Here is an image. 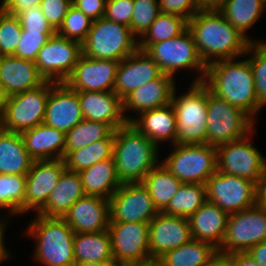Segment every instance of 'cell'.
I'll use <instances>...</instances> for the list:
<instances>
[{
    "mask_svg": "<svg viewBox=\"0 0 266 266\" xmlns=\"http://www.w3.org/2000/svg\"><path fill=\"white\" fill-rule=\"evenodd\" d=\"M17 17L20 20L21 27L25 31L40 33H57L50 25L40 6H33L20 12Z\"/></svg>",
    "mask_w": 266,
    "mask_h": 266,
    "instance_id": "46",
    "label": "cell"
},
{
    "mask_svg": "<svg viewBox=\"0 0 266 266\" xmlns=\"http://www.w3.org/2000/svg\"><path fill=\"white\" fill-rule=\"evenodd\" d=\"M26 233L36 239L34 259L44 266H73L75 232L63 218L36 214Z\"/></svg>",
    "mask_w": 266,
    "mask_h": 266,
    "instance_id": "4",
    "label": "cell"
},
{
    "mask_svg": "<svg viewBox=\"0 0 266 266\" xmlns=\"http://www.w3.org/2000/svg\"><path fill=\"white\" fill-rule=\"evenodd\" d=\"M207 144L218 147L252 135L255 121L240 108L208 90Z\"/></svg>",
    "mask_w": 266,
    "mask_h": 266,
    "instance_id": "8",
    "label": "cell"
},
{
    "mask_svg": "<svg viewBox=\"0 0 266 266\" xmlns=\"http://www.w3.org/2000/svg\"><path fill=\"white\" fill-rule=\"evenodd\" d=\"M21 34L22 27L19 18L0 9V56L15 53Z\"/></svg>",
    "mask_w": 266,
    "mask_h": 266,
    "instance_id": "44",
    "label": "cell"
},
{
    "mask_svg": "<svg viewBox=\"0 0 266 266\" xmlns=\"http://www.w3.org/2000/svg\"><path fill=\"white\" fill-rule=\"evenodd\" d=\"M113 158L121 183H141L156 166L158 147L130 122L114 131Z\"/></svg>",
    "mask_w": 266,
    "mask_h": 266,
    "instance_id": "3",
    "label": "cell"
},
{
    "mask_svg": "<svg viewBox=\"0 0 266 266\" xmlns=\"http://www.w3.org/2000/svg\"><path fill=\"white\" fill-rule=\"evenodd\" d=\"M262 241H266V209L257 203L229 214L226 234L218 254L222 257L235 252H247Z\"/></svg>",
    "mask_w": 266,
    "mask_h": 266,
    "instance_id": "11",
    "label": "cell"
},
{
    "mask_svg": "<svg viewBox=\"0 0 266 266\" xmlns=\"http://www.w3.org/2000/svg\"><path fill=\"white\" fill-rule=\"evenodd\" d=\"M174 80L172 76L163 73L160 77L136 88L123 99L124 115L129 110L136 111L138 115L170 104L176 88Z\"/></svg>",
    "mask_w": 266,
    "mask_h": 266,
    "instance_id": "25",
    "label": "cell"
},
{
    "mask_svg": "<svg viewBox=\"0 0 266 266\" xmlns=\"http://www.w3.org/2000/svg\"><path fill=\"white\" fill-rule=\"evenodd\" d=\"M209 91L247 113L254 121L262 108L258 104L250 61L227 59L206 67L202 82Z\"/></svg>",
    "mask_w": 266,
    "mask_h": 266,
    "instance_id": "2",
    "label": "cell"
},
{
    "mask_svg": "<svg viewBox=\"0 0 266 266\" xmlns=\"http://www.w3.org/2000/svg\"><path fill=\"white\" fill-rule=\"evenodd\" d=\"M50 81L39 87L8 97L0 117L1 129L21 133L44 123Z\"/></svg>",
    "mask_w": 266,
    "mask_h": 266,
    "instance_id": "10",
    "label": "cell"
},
{
    "mask_svg": "<svg viewBox=\"0 0 266 266\" xmlns=\"http://www.w3.org/2000/svg\"><path fill=\"white\" fill-rule=\"evenodd\" d=\"M85 196L80 174L65 169L51 191L44 207L37 213L47 217L63 218L68 210Z\"/></svg>",
    "mask_w": 266,
    "mask_h": 266,
    "instance_id": "29",
    "label": "cell"
},
{
    "mask_svg": "<svg viewBox=\"0 0 266 266\" xmlns=\"http://www.w3.org/2000/svg\"><path fill=\"white\" fill-rule=\"evenodd\" d=\"M248 255L262 266H266V241H262L252 246L248 251Z\"/></svg>",
    "mask_w": 266,
    "mask_h": 266,
    "instance_id": "53",
    "label": "cell"
},
{
    "mask_svg": "<svg viewBox=\"0 0 266 266\" xmlns=\"http://www.w3.org/2000/svg\"><path fill=\"white\" fill-rule=\"evenodd\" d=\"M114 261L119 265L152 262L149 252V223L110 222Z\"/></svg>",
    "mask_w": 266,
    "mask_h": 266,
    "instance_id": "14",
    "label": "cell"
},
{
    "mask_svg": "<svg viewBox=\"0 0 266 266\" xmlns=\"http://www.w3.org/2000/svg\"><path fill=\"white\" fill-rule=\"evenodd\" d=\"M251 135L216 147L217 171L243 177L257 186L266 169V159L250 142Z\"/></svg>",
    "mask_w": 266,
    "mask_h": 266,
    "instance_id": "12",
    "label": "cell"
},
{
    "mask_svg": "<svg viewBox=\"0 0 266 266\" xmlns=\"http://www.w3.org/2000/svg\"><path fill=\"white\" fill-rule=\"evenodd\" d=\"M148 190L155 207L162 212L174 197L182 182L161 162L154 166L141 182Z\"/></svg>",
    "mask_w": 266,
    "mask_h": 266,
    "instance_id": "35",
    "label": "cell"
},
{
    "mask_svg": "<svg viewBox=\"0 0 266 266\" xmlns=\"http://www.w3.org/2000/svg\"><path fill=\"white\" fill-rule=\"evenodd\" d=\"M217 10L249 42H261L251 40L245 33L266 10V0H223Z\"/></svg>",
    "mask_w": 266,
    "mask_h": 266,
    "instance_id": "33",
    "label": "cell"
},
{
    "mask_svg": "<svg viewBox=\"0 0 266 266\" xmlns=\"http://www.w3.org/2000/svg\"><path fill=\"white\" fill-rule=\"evenodd\" d=\"M137 40L130 27L101 17L92 22L81 43L82 54L93 59L121 61L139 49Z\"/></svg>",
    "mask_w": 266,
    "mask_h": 266,
    "instance_id": "6",
    "label": "cell"
},
{
    "mask_svg": "<svg viewBox=\"0 0 266 266\" xmlns=\"http://www.w3.org/2000/svg\"><path fill=\"white\" fill-rule=\"evenodd\" d=\"M229 214L218 205L206 201L189 218L192 238L220 248L228 223Z\"/></svg>",
    "mask_w": 266,
    "mask_h": 266,
    "instance_id": "26",
    "label": "cell"
},
{
    "mask_svg": "<svg viewBox=\"0 0 266 266\" xmlns=\"http://www.w3.org/2000/svg\"><path fill=\"white\" fill-rule=\"evenodd\" d=\"M134 0H106L104 17L130 27Z\"/></svg>",
    "mask_w": 266,
    "mask_h": 266,
    "instance_id": "47",
    "label": "cell"
},
{
    "mask_svg": "<svg viewBox=\"0 0 266 266\" xmlns=\"http://www.w3.org/2000/svg\"><path fill=\"white\" fill-rule=\"evenodd\" d=\"M115 135L96 141L83 148L70 151L64 158L65 168L73 172H81L90 166L113 158Z\"/></svg>",
    "mask_w": 266,
    "mask_h": 266,
    "instance_id": "36",
    "label": "cell"
},
{
    "mask_svg": "<svg viewBox=\"0 0 266 266\" xmlns=\"http://www.w3.org/2000/svg\"><path fill=\"white\" fill-rule=\"evenodd\" d=\"M162 164L182 183L206 184L217 171V151L213 145L174 144Z\"/></svg>",
    "mask_w": 266,
    "mask_h": 266,
    "instance_id": "7",
    "label": "cell"
},
{
    "mask_svg": "<svg viewBox=\"0 0 266 266\" xmlns=\"http://www.w3.org/2000/svg\"><path fill=\"white\" fill-rule=\"evenodd\" d=\"M171 97L176 116V144L207 143L208 88L203 83H191L188 92Z\"/></svg>",
    "mask_w": 266,
    "mask_h": 266,
    "instance_id": "5",
    "label": "cell"
},
{
    "mask_svg": "<svg viewBox=\"0 0 266 266\" xmlns=\"http://www.w3.org/2000/svg\"><path fill=\"white\" fill-rule=\"evenodd\" d=\"M26 175L0 174V209H9L8 214H24Z\"/></svg>",
    "mask_w": 266,
    "mask_h": 266,
    "instance_id": "40",
    "label": "cell"
},
{
    "mask_svg": "<svg viewBox=\"0 0 266 266\" xmlns=\"http://www.w3.org/2000/svg\"><path fill=\"white\" fill-rule=\"evenodd\" d=\"M56 33L29 32L22 29L21 38L13 56L20 59L37 60L38 51Z\"/></svg>",
    "mask_w": 266,
    "mask_h": 266,
    "instance_id": "45",
    "label": "cell"
},
{
    "mask_svg": "<svg viewBox=\"0 0 266 266\" xmlns=\"http://www.w3.org/2000/svg\"><path fill=\"white\" fill-rule=\"evenodd\" d=\"M205 185L207 201L218 205L227 214L257 204L258 186L243 177L216 171Z\"/></svg>",
    "mask_w": 266,
    "mask_h": 266,
    "instance_id": "13",
    "label": "cell"
},
{
    "mask_svg": "<svg viewBox=\"0 0 266 266\" xmlns=\"http://www.w3.org/2000/svg\"><path fill=\"white\" fill-rule=\"evenodd\" d=\"M121 266H159L157 261H152L146 264L121 265Z\"/></svg>",
    "mask_w": 266,
    "mask_h": 266,
    "instance_id": "60",
    "label": "cell"
},
{
    "mask_svg": "<svg viewBox=\"0 0 266 266\" xmlns=\"http://www.w3.org/2000/svg\"><path fill=\"white\" fill-rule=\"evenodd\" d=\"M5 233H0V262H3L5 260H8L9 258L12 257L10 251H7L6 246H5V241H4V236ZM11 256V257H10Z\"/></svg>",
    "mask_w": 266,
    "mask_h": 266,
    "instance_id": "56",
    "label": "cell"
},
{
    "mask_svg": "<svg viewBox=\"0 0 266 266\" xmlns=\"http://www.w3.org/2000/svg\"><path fill=\"white\" fill-rule=\"evenodd\" d=\"M92 22L81 10L71 5L57 34L82 43L91 29Z\"/></svg>",
    "mask_w": 266,
    "mask_h": 266,
    "instance_id": "42",
    "label": "cell"
},
{
    "mask_svg": "<svg viewBox=\"0 0 266 266\" xmlns=\"http://www.w3.org/2000/svg\"><path fill=\"white\" fill-rule=\"evenodd\" d=\"M82 55L81 43L59 36L51 37L38 51L35 64L46 81L65 82Z\"/></svg>",
    "mask_w": 266,
    "mask_h": 266,
    "instance_id": "15",
    "label": "cell"
},
{
    "mask_svg": "<svg viewBox=\"0 0 266 266\" xmlns=\"http://www.w3.org/2000/svg\"><path fill=\"white\" fill-rule=\"evenodd\" d=\"M63 219L75 233H92L108 230L110 224L109 200L85 195L64 215Z\"/></svg>",
    "mask_w": 266,
    "mask_h": 266,
    "instance_id": "22",
    "label": "cell"
},
{
    "mask_svg": "<svg viewBox=\"0 0 266 266\" xmlns=\"http://www.w3.org/2000/svg\"><path fill=\"white\" fill-rule=\"evenodd\" d=\"M219 257L218 249L212 244L192 239L168 251L157 262L159 266H213Z\"/></svg>",
    "mask_w": 266,
    "mask_h": 266,
    "instance_id": "32",
    "label": "cell"
},
{
    "mask_svg": "<svg viewBox=\"0 0 266 266\" xmlns=\"http://www.w3.org/2000/svg\"><path fill=\"white\" fill-rule=\"evenodd\" d=\"M79 174L85 195L109 200L122 184L117 175L114 158L100 161Z\"/></svg>",
    "mask_w": 266,
    "mask_h": 266,
    "instance_id": "31",
    "label": "cell"
},
{
    "mask_svg": "<svg viewBox=\"0 0 266 266\" xmlns=\"http://www.w3.org/2000/svg\"><path fill=\"white\" fill-rule=\"evenodd\" d=\"M160 13L159 0H134L131 32L141 38Z\"/></svg>",
    "mask_w": 266,
    "mask_h": 266,
    "instance_id": "43",
    "label": "cell"
},
{
    "mask_svg": "<svg viewBox=\"0 0 266 266\" xmlns=\"http://www.w3.org/2000/svg\"><path fill=\"white\" fill-rule=\"evenodd\" d=\"M83 119L78 93L65 82L50 81L44 123L67 133Z\"/></svg>",
    "mask_w": 266,
    "mask_h": 266,
    "instance_id": "20",
    "label": "cell"
},
{
    "mask_svg": "<svg viewBox=\"0 0 266 266\" xmlns=\"http://www.w3.org/2000/svg\"><path fill=\"white\" fill-rule=\"evenodd\" d=\"M73 248L75 262H115L108 230L75 233Z\"/></svg>",
    "mask_w": 266,
    "mask_h": 266,
    "instance_id": "34",
    "label": "cell"
},
{
    "mask_svg": "<svg viewBox=\"0 0 266 266\" xmlns=\"http://www.w3.org/2000/svg\"><path fill=\"white\" fill-rule=\"evenodd\" d=\"M119 62L88 58L82 54L65 83L76 92L114 91Z\"/></svg>",
    "mask_w": 266,
    "mask_h": 266,
    "instance_id": "18",
    "label": "cell"
},
{
    "mask_svg": "<svg viewBox=\"0 0 266 266\" xmlns=\"http://www.w3.org/2000/svg\"><path fill=\"white\" fill-rule=\"evenodd\" d=\"M163 74L158 64L144 51L137 50L119 62L114 92L123 100L136 88Z\"/></svg>",
    "mask_w": 266,
    "mask_h": 266,
    "instance_id": "21",
    "label": "cell"
},
{
    "mask_svg": "<svg viewBox=\"0 0 266 266\" xmlns=\"http://www.w3.org/2000/svg\"><path fill=\"white\" fill-rule=\"evenodd\" d=\"M188 29L206 66L243 57L250 43L217 9L199 10L188 20Z\"/></svg>",
    "mask_w": 266,
    "mask_h": 266,
    "instance_id": "1",
    "label": "cell"
},
{
    "mask_svg": "<svg viewBox=\"0 0 266 266\" xmlns=\"http://www.w3.org/2000/svg\"><path fill=\"white\" fill-rule=\"evenodd\" d=\"M33 161L21 133L0 129V174L26 175Z\"/></svg>",
    "mask_w": 266,
    "mask_h": 266,
    "instance_id": "30",
    "label": "cell"
},
{
    "mask_svg": "<svg viewBox=\"0 0 266 266\" xmlns=\"http://www.w3.org/2000/svg\"><path fill=\"white\" fill-rule=\"evenodd\" d=\"M257 203L266 209V169L261 183L258 185Z\"/></svg>",
    "mask_w": 266,
    "mask_h": 266,
    "instance_id": "54",
    "label": "cell"
},
{
    "mask_svg": "<svg viewBox=\"0 0 266 266\" xmlns=\"http://www.w3.org/2000/svg\"><path fill=\"white\" fill-rule=\"evenodd\" d=\"M188 29V19L160 12L138 41V48L145 51L151 44L175 38Z\"/></svg>",
    "mask_w": 266,
    "mask_h": 266,
    "instance_id": "37",
    "label": "cell"
},
{
    "mask_svg": "<svg viewBox=\"0 0 266 266\" xmlns=\"http://www.w3.org/2000/svg\"><path fill=\"white\" fill-rule=\"evenodd\" d=\"M7 223V221H6V219H4L3 221L0 219V233H4V231H5V227H6V224Z\"/></svg>",
    "mask_w": 266,
    "mask_h": 266,
    "instance_id": "61",
    "label": "cell"
},
{
    "mask_svg": "<svg viewBox=\"0 0 266 266\" xmlns=\"http://www.w3.org/2000/svg\"><path fill=\"white\" fill-rule=\"evenodd\" d=\"M138 117H131L130 123L157 147L165 140H170L172 145L176 144V116L171 103L141 112Z\"/></svg>",
    "mask_w": 266,
    "mask_h": 266,
    "instance_id": "28",
    "label": "cell"
},
{
    "mask_svg": "<svg viewBox=\"0 0 266 266\" xmlns=\"http://www.w3.org/2000/svg\"><path fill=\"white\" fill-rule=\"evenodd\" d=\"M71 5L72 0H42L40 8L50 25L57 31Z\"/></svg>",
    "mask_w": 266,
    "mask_h": 266,
    "instance_id": "48",
    "label": "cell"
},
{
    "mask_svg": "<svg viewBox=\"0 0 266 266\" xmlns=\"http://www.w3.org/2000/svg\"><path fill=\"white\" fill-rule=\"evenodd\" d=\"M73 266H119L116 262H75Z\"/></svg>",
    "mask_w": 266,
    "mask_h": 266,
    "instance_id": "57",
    "label": "cell"
},
{
    "mask_svg": "<svg viewBox=\"0 0 266 266\" xmlns=\"http://www.w3.org/2000/svg\"><path fill=\"white\" fill-rule=\"evenodd\" d=\"M8 97L9 96L6 93L4 86L0 82V117L2 116L3 111L5 109V105L7 103Z\"/></svg>",
    "mask_w": 266,
    "mask_h": 266,
    "instance_id": "58",
    "label": "cell"
},
{
    "mask_svg": "<svg viewBox=\"0 0 266 266\" xmlns=\"http://www.w3.org/2000/svg\"><path fill=\"white\" fill-rule=\"evenodd\" d=\"M84 119L109 124L114 130L131 122L124 115L123 100L114 92H77Z\"/></svg>",
    "mask_w": 266,
    "mask_h": 266,
    "instance_id": "23",
    "label": "cell"
},
{
    "mask_svg": "<svg viewBox=\"0 0 266 266\" xmlns=\"http://www.w3.org/2000/svg\"><path fill=\"white\" fill-rule=\"evenodd\" d=\"M213 266H231L223 257H219L213 264Z\"/></svg>",
    "mask_w": 266,
    "mask_h": 266,
    "instance_id": "59",
    "label": "cell"
},
{
    "mask_svg": "<svg viewBox=\"0 0 266 266\" xmlns=\"http://www.w3.org/2000/svg\"><path fill=\"white\" fill-rule=\"evenodd\" d=\"M106 0H72V5L92 21L104 17Z\"/></svg>",
    "mask_w": 266,
    "mask_h": 266,
    "instance_id": "50",
    "label": "cell"
},
{
    "mask_svg": "<svg viewBox=\"0 0 266 266\" xmlns=\"http://www.w3.org/2000/svg\"><path fill=\"white\" fill-rule=\"evenodd\" d=\"M109 204L110 222L150 223L159 213L142 183H122Z\"/></svg>",
    "mask_w": 266,
    "mask_h": 266,
    "instance_id": "16",
    "label": "cell"
},
{
    "mask_svg": "<svg viewBox=\"0 0 266 266\" xmlns=\"http://www.w3.org/2000/svg\"><path fill=\"white\" fill-rule=\"evenodd\" d=\"M222 257L231 266H262L251 258L247 252H235Z\"/></svg>",
    "mask_w": 266,
    "mask_h": 266,
    "instance_id": "52",
    "label": "cell"
},
{
    "mask_svg": "<svg viewBox=\"0 0 266 266\" xmlns=\"http://www.w3.org/2000/svg\"><path fill=\"white\" fill-rule=\"evenodd\" d=\"M160 12L191 19L200 9L195 0H159Z\"/></svg>",
    "mask_w": 266,
    "mask_h": 266,
    "instance_id": "49",
    "label": "cell"
},
{
    "mask_svg": "<svg viewBox=\"0 0 266 266\" xmlns=\"http://www.w3.org/2000/svg\"><path fill=\"white\" fill-rule=\"evenodd\" d=\"M192 239L189 220L186 217L159 212L149 223V252L153 261Z\"/></svg>",
    "mask_w": 266,
    "mask_h": 266,
    "instance_id": "17",
    "label": "cell"
},
{
    "mask_svg": "<svg viewBox=\"0 0 266 266\" xmlns=\"http://www.w3.org/2000/svg\"><path fill=\"white\" fill-rule=\"evenodd\" d=\"M251 53V54H249ZM249 57L255 82L258 104L266 105V42H250L245 56Z\"/></svg>",
    "mask_w": 266,
    "mask_h": 266,
    "instance_id": "41",
    "label": "cell"
},
{
    "mask_svg": "<svg viewBox=\"0 0 266 266\" xmlns=\"http://www.w3.org/2000/svg\"><path fill=\"white\" fill-rule=\"evenodd\" d=\"M144 52L158 64L163 73L173 78L176 71L190 68L199 73L193 83H202L204 80L207 66L198 53L189 29L175 38L151 44Z\"/></svg>",
    "mask_w": 266,
    "mask_h": 266,
    "instance_id": "9",
    "label": "cell"
},
{
    "mask_svg": "<svg viewBox=\"0 0 266 266\" xmlns=\"http://www.w3.org/2000/svg\"><path fill=\"white\" fill-rule=\"evenodd\" d=\"M25 148L34 161L64 158L66 133L41 123L21 132Z\"/></svg>",
    "mask_w": 266,
    "mask_h": 266,
    "instance_id": "27",
    "label": "cell"
},
{
    "mask_svg": "<svg viewBox=\"0 0 266 266\" xmlns=\"http://www.w3.org/2000/svg\"><path fill=\"white\" fill-rule=\"evenodd\" d=\"M114 131L107 123L83 119L66 133L64 157L70 151L110 137Z\"/></svg>",
    "mask_w": 266,
    "mask_h": 266,
    "instance_id": "39",
    "label": "cell"
},
{
    "mask_svg": "<svg viewBox=\"0 0 266 266\" xmlns=\"http://www.w3.org/2000/svg\"><path fill=\"white\" fill-rule=\"evenodd\" d=\"M0 9L14 16L33 6H40L42 0H1Z\"/></svg>",
    "mask_w": 266,
    "mask_h": 266,
    "instance_id": "51",
    "label": "cell"
},
{
    "mask_svg": "<svg viewBox=\"0 0 266 266\" xmlns=\"http://www.w3.org/2000/svg\"><path fill=\"white\" fill-rule=\"evenodd\" d=\"M195 2L200 10H212L218 9L223 0H195Z\"/></svg>",
    "mask_w": 266,
    "mask_h": 266,
    "instance_id": "55",
    "label": "cell"
},
{
    "mask_svg": "<svg viewBox=\"0 0 266 266\" xmlns=\"http://www.w3.org/2000/svg\"><path fill=\"white\" fill-rule=\"evenodd\" d=\"M65 169L63 159L33 161L26 174L24 213L31 210L38 213L44 207Z\"/></svg>",
    "mask_w": 266,
    "mask_h": 266,
    "instance_id": "19",
    "label": "cell"
},
{
    "mask_svg": "<svg viewBox=\"0 0 266 266\" xmlns=\"http://www.w3.org/2000/svg\"><path fill=\"white\" fill-rule=\"evenodd\" d=\"M207 201L205 184L182 183L168 206L162 211L168 215L189 218Z\"/></svg>",
    "mask_w": 266,
    "mask_h": 266,
    "instance_id": "38",
    "label": "cell"
},
{
    "mask_svg": "<svg viewBox=\"0 0 266 266\" xmlns=\"http://www.w3.org/2000/svg\"><path fill=\"white\" fill-rule=\"evenodd\" d=\"M0 82L8 96L29 91L44 84L35 62L8 55L0 56Z\"/></svg>",
    "mask_w": 266,
    "mask_h": 266,
    "instance_id": "24",
    "label": "cell"
}]
</instances>
